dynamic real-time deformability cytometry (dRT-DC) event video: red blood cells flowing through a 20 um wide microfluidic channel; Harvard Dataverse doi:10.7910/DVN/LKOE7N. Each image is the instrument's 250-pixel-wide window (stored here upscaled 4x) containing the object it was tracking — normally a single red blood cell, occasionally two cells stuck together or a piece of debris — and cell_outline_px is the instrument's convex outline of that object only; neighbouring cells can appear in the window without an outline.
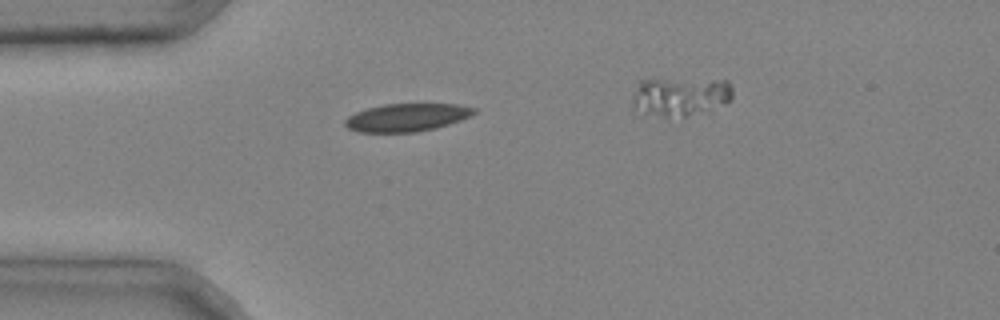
{"species": "common noctule bat (a hibernating species)", "species_latin": "Nyctalus noctula", "temperature_condition": "cold", "stored_images_in_passage": 2, "camera_frame_rate_fps": 3000, "um_per_image_px": 0.085, "animal": {"sex": "male", "body_mass_g": 20.4}, "frame": {"image": 1, "passage_image": 1, "time_ms": 0.0, "image_size_px": [1000, 320], "cell_outline_px": [[476, 112], [460, 120], [436, 128], [416, 132], [360, 132], [348, 128], [344, 124], [344, 120], [348, 116], [356, 112], [368, 108], [384, 104], [456, 104], [476, 108]], "centroid_in_image_um": [34.56, 9.98], "position_along_channel_um": 50.4, "area_um2": 20.81}}